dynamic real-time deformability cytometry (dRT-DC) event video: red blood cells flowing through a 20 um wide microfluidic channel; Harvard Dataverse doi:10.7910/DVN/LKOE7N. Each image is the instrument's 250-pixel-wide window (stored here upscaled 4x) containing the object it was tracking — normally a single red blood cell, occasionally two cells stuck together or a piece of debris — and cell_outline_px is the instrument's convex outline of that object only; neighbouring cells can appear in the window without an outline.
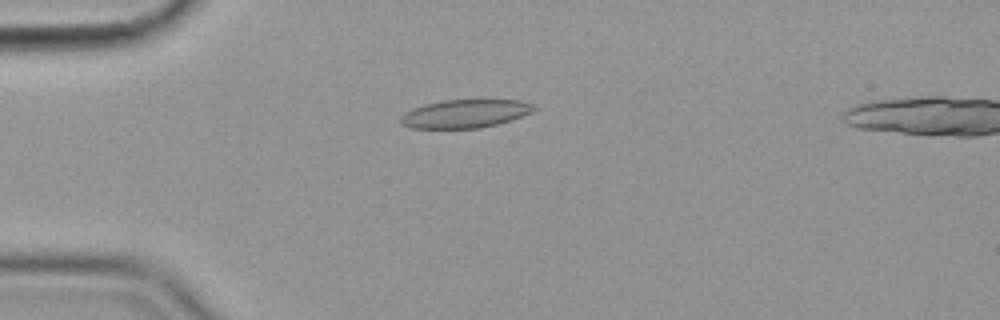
{"species": "common noctule bat (a hibernating species)", "species_latin": "Nyctalus noctula", "temperature_condition": "cold", "stored_images_in_passage": 44, "camera_frame_rate_fps": 3000, "um_per_image_px": 0.085, "animal": {"sex": "female", "body_mass_g": 19.9}, "frame": {"image": 1, "passage_image": 2, "time_ms": 0.333, "image_size_px": [1000, 320], "cell_outline_px": [[536, 108], [532, 112], [496, 124], [480, 128], [412, 128], [400, 124], [400, 116], [404, 112], [412, 108], [424, 104], [444, 100], [520, 100], [532, 104]], "centroid_in_image_um": [39.47, 9.66], "position_along_channel_um": 45.5, "area_um2": 21.85}}
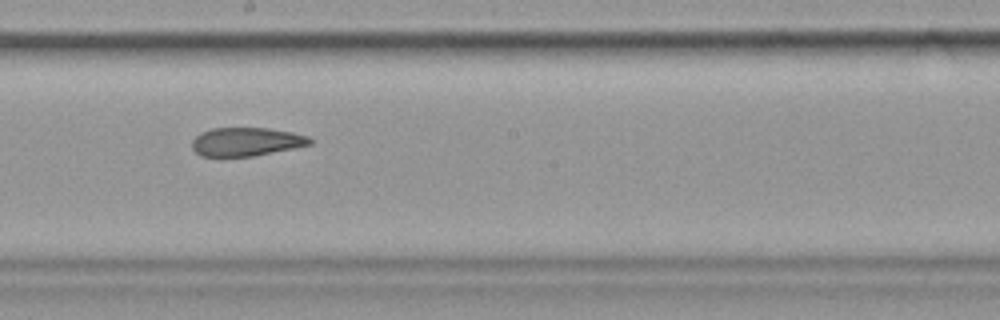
{"frame": {"image": 2, "passage_image": 19, "time_ms": 6.0, "image_size_px": [1000, 320], "cell_outline_px": [[312, 144], [296, 148], [252, 156], [200, 156], [192, 148], [192, 140], [200, 132], [212, 128], [268, 128], [292, 132], [308, 136], [312, 140]], "centroid_in_image_um": [20.94, 12.04], "position_along_channel_um": 227.3, "area_um2": 19.65}}
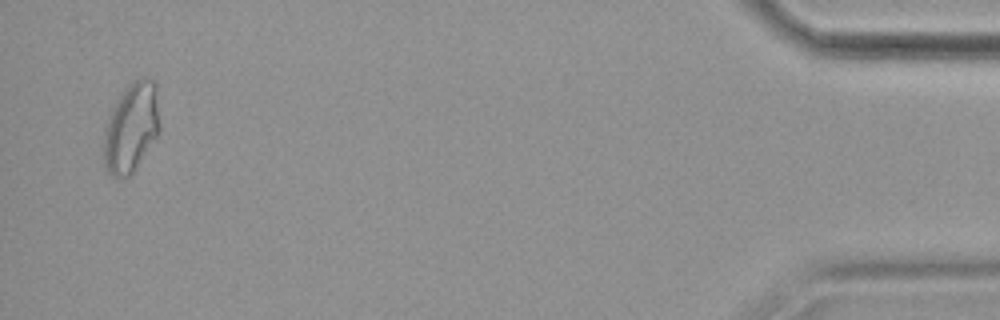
{"frame": {"image": 3, "passage_image": 42, "time_ms": 13.667, "image_size_px": [1000, 320], "cell_outline_px": [[160, 132], [132, 172], [128, 176], [112, 176], [104, 168], [104, 124], [116, 100], [132, 80], [156, 80], [160, 128]], "centroid_in_image_um": [11.15, 10.83], "position_along_channel_um": 424.1, "area_um2": 29.07}}